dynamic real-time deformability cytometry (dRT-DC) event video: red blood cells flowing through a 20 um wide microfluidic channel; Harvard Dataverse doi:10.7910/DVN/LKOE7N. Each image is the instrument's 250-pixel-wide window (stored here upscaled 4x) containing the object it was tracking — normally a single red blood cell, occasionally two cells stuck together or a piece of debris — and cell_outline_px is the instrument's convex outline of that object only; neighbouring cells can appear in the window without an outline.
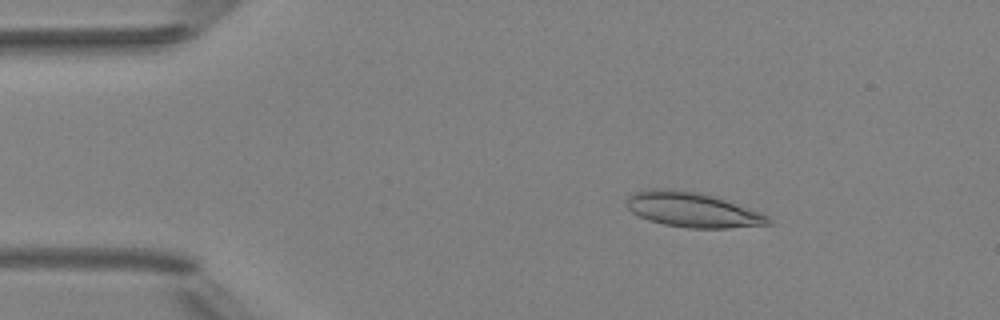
{"species": "Egyptian fruit bat (a non-hibernating species)", "species_latin": "Rousettus aegyptiacus", "temperature_condition": "room temperature", "stored_images_in_passage": 5, "camera_frame_rate_fps": 3000, "um_per_image_px": 0.085, "animal": {"sex": "female"}, "frame": {"image": 1, "passage_image": 3, "time_ms": 2.333, "image_size_px": [1000, 320], "cell_outline_px": [[772, 224], [728, 228], [688, 228], [664, 224], [648, 220], [632, 212], [628, 208], [628, 196], [636, 192], [652, 188], [672, 188], [700, 192], [748, 208], [768, 216], [772, 220]], "centroid_in_image_um": [58.85, 17.83], "position_along_channel_um": 26.2, "area_um2": 28.55}}
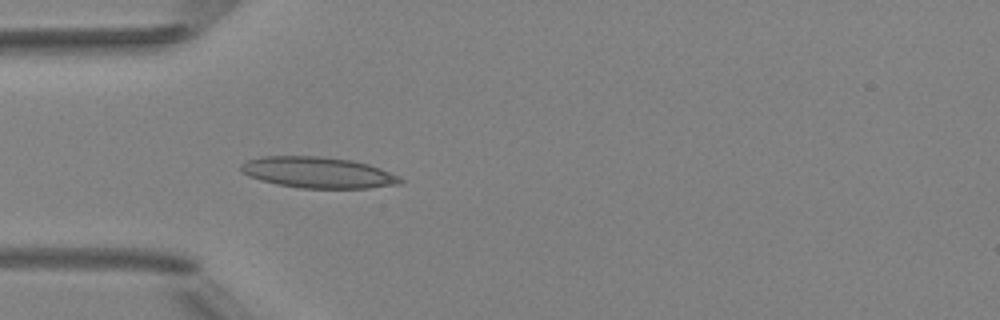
{"frame": {"image": 2, "passage_image": 5, "time_ms": 4.667, "image_size_px": [1000, 320], "cell_outline_px": [[404, 180], [400, 184], [368, 188], [300, 188], [276, 184], [248, 176], [240, 168], [240, 164], [248, 160], [264, 156], [320, 156], [352, 160], [368, 164], [380, 168], [400, 176]], "centroid_in_image_um": [27.06, 14.66], "position_along_channel_um": 57.9, "area_um2": 28.84}}